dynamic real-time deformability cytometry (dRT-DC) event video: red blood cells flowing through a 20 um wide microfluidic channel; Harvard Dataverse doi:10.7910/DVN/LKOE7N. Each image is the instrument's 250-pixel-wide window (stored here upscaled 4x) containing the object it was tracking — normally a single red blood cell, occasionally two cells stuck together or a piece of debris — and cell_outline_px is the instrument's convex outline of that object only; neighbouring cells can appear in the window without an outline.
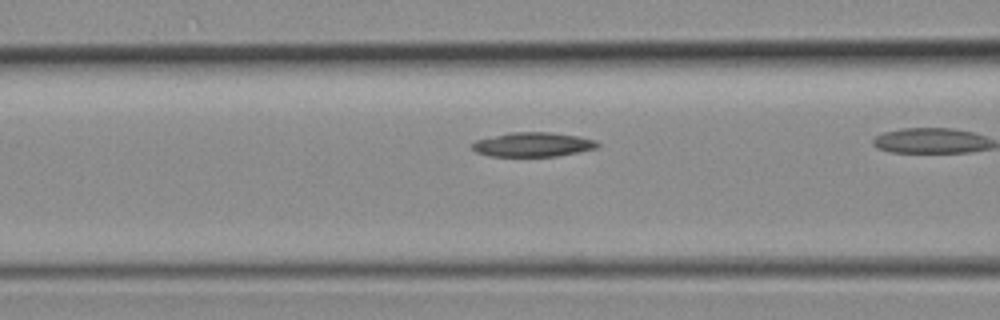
{"species": "common noctule bat (a hibernating species)", "species_latin": "Nyctalus noctula", "temperature_condition": "room temperature", "stored_images_in_passage": 22, "camera_frame_rate_fps": 3000, "um_per_image_px": 0.085, "animal": {"sex": "female", "body_mass_g": 19.3, "forearm_length_mm": 54.1}, "frame": {"image": 1, "passage_image": 7, "time_ms": 2.0, "image_size_px": [1000, 320], "cell_outline_px": [[600, 144], [596, 148], [556, 156], [492, 156], [476, 152], [472, 148], [472, 144], [476, 140], [508, 132], [548, 132], [580, 136], [596, 140]], "centroid_in_image_um": [45.3, 12.27], "position_along_channel_um": 121.3, "area_um2": 17.69}}
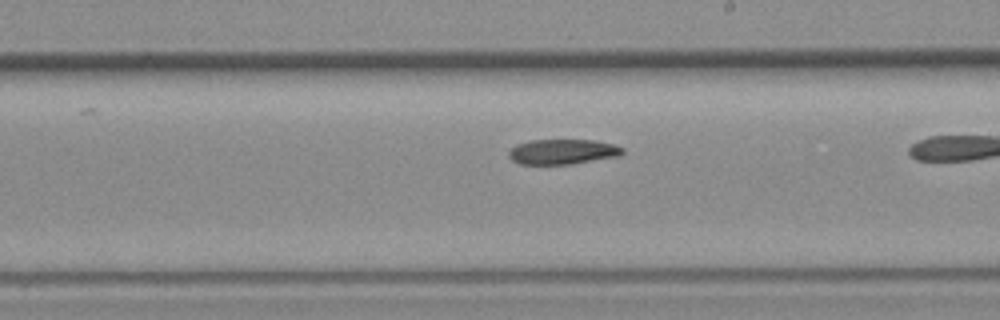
{"frame": {"image": 2, "passage_image": 14, "time_ms": 4.333, "image_size_px": [1000, 320], "cell_outline_px": [[624, 152], [620, 156], [572, 164], [520, 164], [512, 160], [508, 156], [508, 152], [516, 144], [532, 140], [592, 140], [616, 144], [624, 148]], "centroid_in_image_um": [47.85, 12.89], "position_along_channel_um": 241.1, "area_um2": 16.76}}